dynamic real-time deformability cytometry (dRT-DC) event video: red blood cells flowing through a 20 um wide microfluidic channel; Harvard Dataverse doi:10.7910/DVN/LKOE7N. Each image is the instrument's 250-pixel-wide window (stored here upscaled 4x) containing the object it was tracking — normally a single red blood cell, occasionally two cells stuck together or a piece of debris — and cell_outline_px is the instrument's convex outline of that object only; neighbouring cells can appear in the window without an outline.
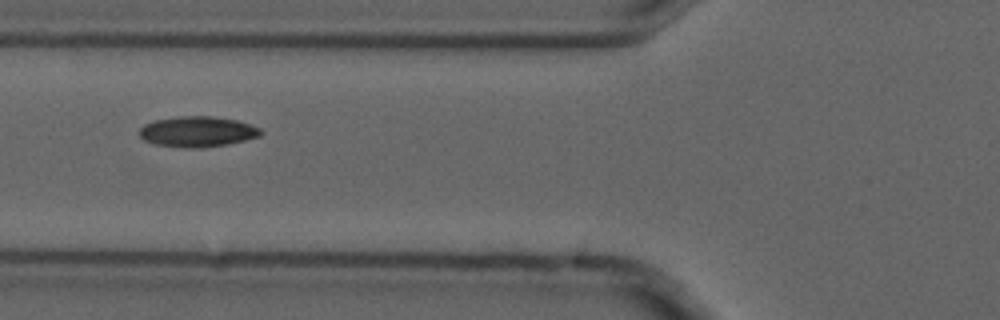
{"species": "common noctule bat (a hibernating species)", "species_latin": "Nyctalus noctula", "temperature_condition": "cold", "stored_images_in_passage": 4, "camera_frame_rate_fps": 3000, "um_per_image_px": 0.085, "animal": {"sex": "male", "forearm_length_mm": 52.5}, "frame": {"image": 1, "passage_image": 2, "time_ms": 0.333, "image_size_px": [1000, 320], "cell_outline_px": [[264, 132], [260, 136], [228, 144], [200, 148], [184, 148], [152, 144], [144, 140], [140, 136], [140, 128], [144, 124], [156, 120], [180, 116], [212, 116], [236, 120], [260, 128]], "centroid_in_image_um": [16.77, 11.2], "position_along_channel_um": 109.0, "area_um2": 21.62}}
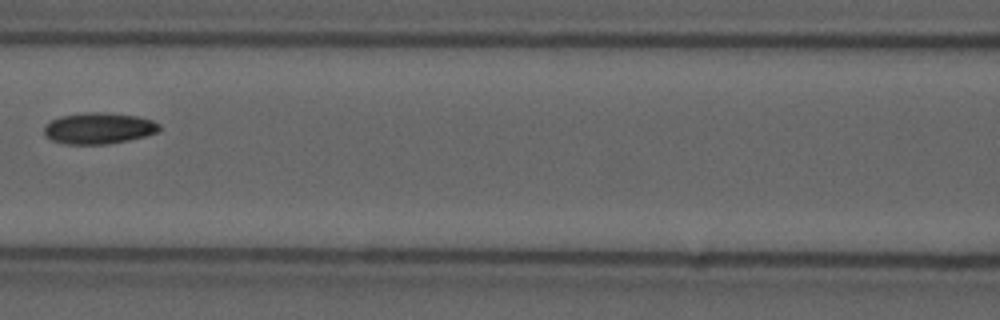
{"frame": {"image": 2, "passage_image": 3, "time_ms": 0.667, "image_size_px": [1000, 320], "cell_outline_px": [[160, 132], [128, 140], [108, 144], [64, 144], [52, 140], [44, 132], [44, 128], [52, 120], [60, 116], [88, 112], [104, 112], [136, 116], [152, 120], [160, 124]], "centroid_in_image_um": [8.43, 10.9], "position_along_channel_um": 158.2, "area_um2": 20.87}}